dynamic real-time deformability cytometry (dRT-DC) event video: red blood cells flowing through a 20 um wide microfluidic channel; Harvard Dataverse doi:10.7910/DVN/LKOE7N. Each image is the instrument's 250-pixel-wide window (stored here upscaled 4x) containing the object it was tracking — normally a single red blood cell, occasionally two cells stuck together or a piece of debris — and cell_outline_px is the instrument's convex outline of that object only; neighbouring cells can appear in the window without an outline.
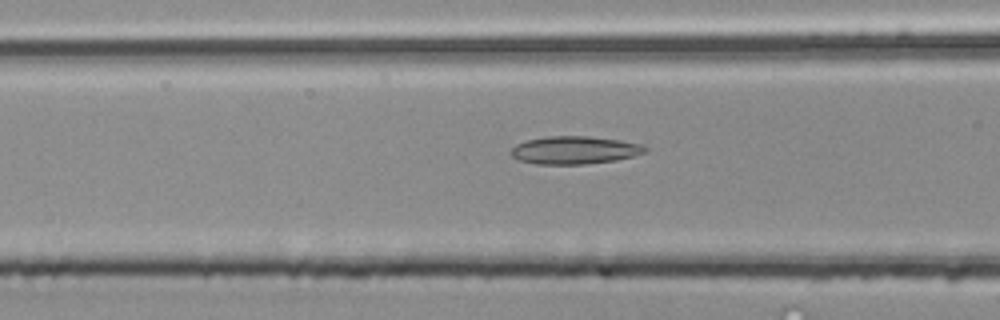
{"species": "common noctule bat (a hibernating species)", "species_latin": "Nyctalus noctula", "temperature_condition": "room temperature", "stored_images_in_passage": 40, "camera_frame_rate_fps": 3000, "um_per_image_px": 0.085, "animal": {"sex": "male", "body_mass_g": 20.4}, "frame": {"image": 1, "passage_image": 9, "time_ms": 2.667, "image_size_px": [1000, 320], "cell_outline_px": [[648, 152], [636, 156], [616, 160], [584, 164], [536, 164], [520, 160], [512, 156], [512, 148], [516, 144], [528, 140], [548, 136], [588, 136], [620, 140], [644, 144], [648, 148]], "centroid_in_image_um": [48.92, 12.76], "position_along_channel_um": 117.7, "area_um2": 21.85}}
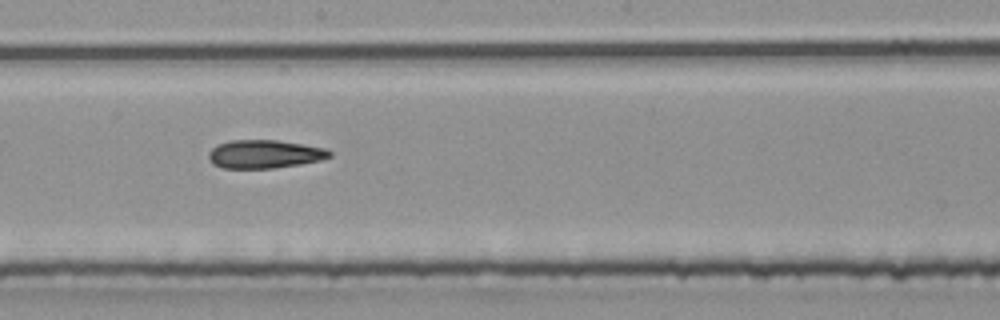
{"frame": {"image": 2, "passage_image": 17, "time_ms": 5.333, "image_size_px": [1000, 320], "cell_outline_px": [[332, 156], [320, 160], [300, 164], [272, 168], [220, 168], [212, 164], [208, 160], [208, 152], [216, 144], [232, 140], [276, 140], [324, 148], [332, 152]], "centroid_in_image_um": [22.42, 13.1], "position_along_channel_um": 225.8, "area_um2": 20.0}}
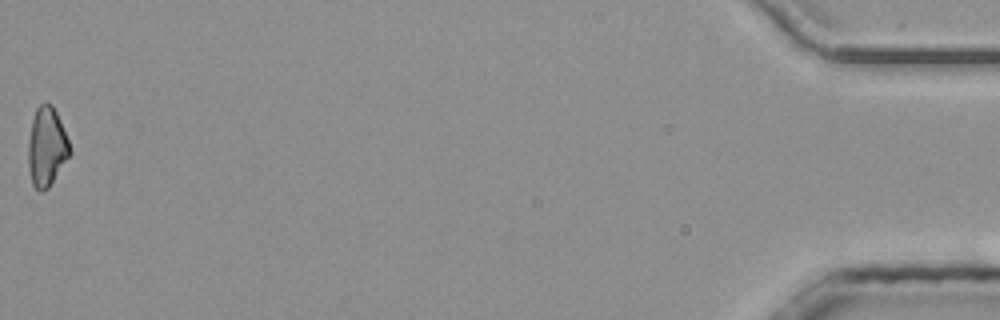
{"frame": {"image": 3, "passage_image": 40, "time_ms": 13.0, "image_size_px": [1000, 320], "cell_outline_px": [[72, 152], [48, 188], [40, 192], [32, 184], [28, 168], [28, 140], [32, 120], [36, 108], [40, 104], [52, 104], [56, 112], [68, 140]], "centroid_in_image_um": [3.95, 12.5], "position_along_channel_um": 431.2, "area_um2": 19.02}, "authors_computed_cell_mechanics": {"area_um2": 19.941, "velocity_mm_per_s": 4.0418, "shape_relaxation_time_tau1_ms": null, "shape_relaxation_time_tau2_ms": 5.7073, "deformation_change_tau1": null, "deformation_change_tau2": 0.1549}}